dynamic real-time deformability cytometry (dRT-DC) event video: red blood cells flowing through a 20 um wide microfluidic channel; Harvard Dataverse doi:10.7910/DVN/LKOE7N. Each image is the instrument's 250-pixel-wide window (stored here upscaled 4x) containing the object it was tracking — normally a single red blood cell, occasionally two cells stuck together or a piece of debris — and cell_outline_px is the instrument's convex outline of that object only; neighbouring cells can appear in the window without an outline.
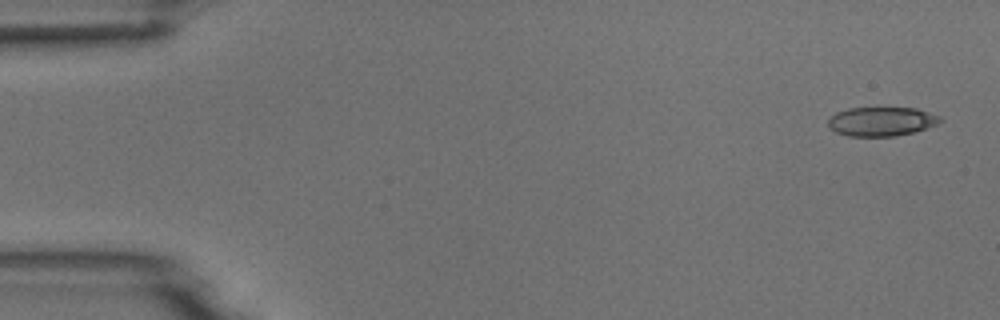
{"species": "common noctule bat (a hibernating species)", "species_latin": "Nyctalus noctula", "temperature_condition": "room temperature", "stored_images_in_passage": 7, "camera_frame_rate_fps": 3000, "um_per_image_px": 0.085, "animal": {"sex": "male", "body_mass_g": 18.8}, "frame": {"image": 1, "passage_image": 1, "time_ms": 0.0, "image_size_px": [1000, 320], "cell_outline_px": [[944, 120], [936, 124], [912, 132], [896, 136], [848, 136], [836, 132], [828, 128], [828, 120], [836, 112], [848, 108], [916, 108], [940, 116]], "centroid_in_image_um": [74.9, 10.32], "position_along_channel_um": 10.1, "area_um2": 18.9}}
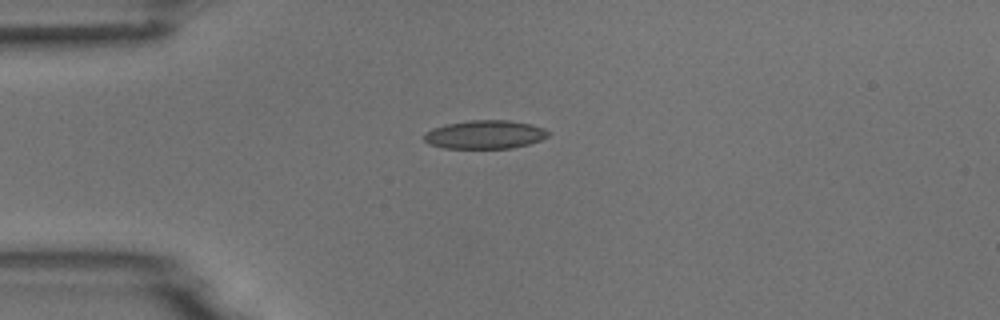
{"frame": {"image": 2, "passage_image": 4, "time_ms": 3.667, "image_size_px": [1000, 320], "cell_outline_px": [[552, 132], [548, 136], [540, 140], [528, 144], [512, 148], [444, 148], [428, 144], [424, 140], [424, 132], [432, 128], [444, 124], [468, 120], [508, 120], [532, 124], [544, 128]], "centroid_in_image_um": [41.21, 11.43], "position_along_channel_um": 43.8, "area_um2": 20.87}}